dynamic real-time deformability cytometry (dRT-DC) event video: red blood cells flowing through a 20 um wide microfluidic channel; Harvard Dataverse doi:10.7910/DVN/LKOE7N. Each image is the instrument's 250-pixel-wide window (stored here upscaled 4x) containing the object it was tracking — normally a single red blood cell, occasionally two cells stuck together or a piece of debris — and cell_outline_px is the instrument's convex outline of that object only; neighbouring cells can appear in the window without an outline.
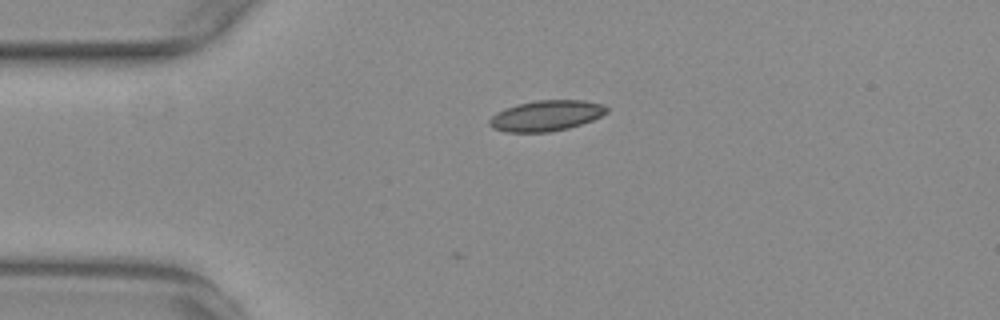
{"species": "common noctule bat (a hibernating species)", "species_latin": "Nyctalus noctula", "temperature_condition": "warm", "stored_images_in_passage": 6, "camera_frame_rate_fps": 3000, "um_per_image_px": 0.085, "animal": {"sex": "female", "body_mass_g": 29.2, "forearm_length_mm": 56.3}, "frame": {"image": 1, "passage_image": 1, "time_ms": 0.0, "image_size_px": [1000, 320], "cell_outline_px": [[608, 112], [592, 120], [568, 128], [548, 132], [504, 132], [492, 128], [488, 124], [488, 120], [496, 112], [504, 108], [516, 104], [536, 100], [584, 100], [604, 104], [608, 108]], "centroid_in_image_um": [46.39, 9.82], "position_along_channel_um": 38.6, "area_um2": 21.1}}
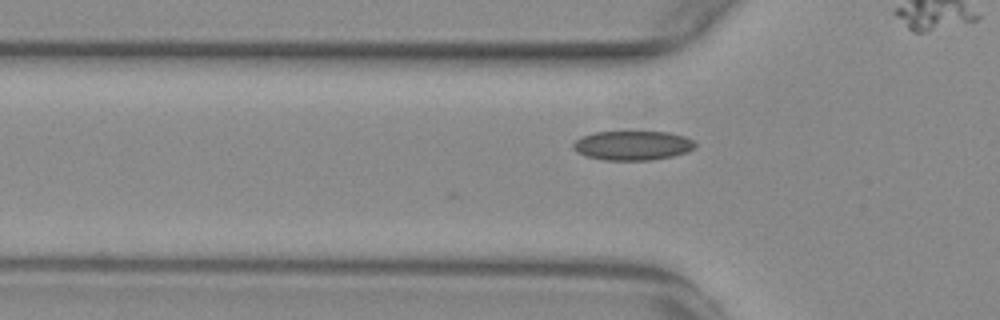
{"frame": {"image": 2, "passage_image": 6, "time_ms": 1.667, "image_size_px": [1000, 320], "cell_outline_px": [[696, 148], [688, 152], [672, 156], [648, 160], [604, 160], [588, 156], [576, 152], [572, 148], [572, 144], [576, 140], [584, 136], [596, 132], [668, 132], [684, 136], [692, 140], [696, 144]], "centroid_in_image_um": [53.79, 12.37], "position_along_channel_um": 72.0, "area_um2": 20.75}}